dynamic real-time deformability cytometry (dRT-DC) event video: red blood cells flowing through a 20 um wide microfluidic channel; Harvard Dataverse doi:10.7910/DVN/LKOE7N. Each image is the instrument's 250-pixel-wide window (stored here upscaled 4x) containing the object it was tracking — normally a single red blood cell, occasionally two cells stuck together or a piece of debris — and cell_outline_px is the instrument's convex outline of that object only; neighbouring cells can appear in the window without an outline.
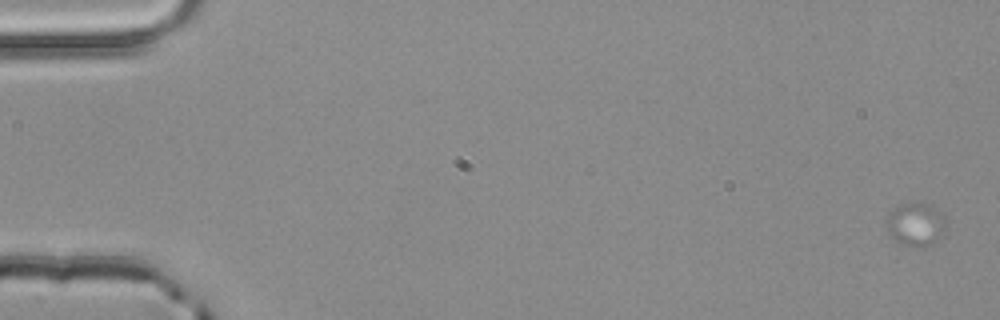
{"species": "common noctule bat (a hibernating species)", "species_latin": "Nyctalus noctula", "temperature_condition": "room temperature", "stored_images_in_passage": 5, "segment_of_instrument_passage": [1, 2], "camera_frame_rate_fps": 3000, "um_per_image_px": 0.085, "animal": {"sex": "male", "body_mass_g": 20.4}, "frame": {"image": 1, "passage_image": 1, "time_ms": 0.0, "image_size_px": [1000, 320], "cell_outline_px": [[944, 228], [936, 240], [932, 244], [900, 244], [888, 232], [884, 224], [884, 220], [888, 212], [900, 204], [908, 200], [924, 204], [936, 208], [944, 216]], "centroid_in_image_um": [77.74, 18.99], "position_along_channel_um": 7.3, "area_um2": 14.74}}